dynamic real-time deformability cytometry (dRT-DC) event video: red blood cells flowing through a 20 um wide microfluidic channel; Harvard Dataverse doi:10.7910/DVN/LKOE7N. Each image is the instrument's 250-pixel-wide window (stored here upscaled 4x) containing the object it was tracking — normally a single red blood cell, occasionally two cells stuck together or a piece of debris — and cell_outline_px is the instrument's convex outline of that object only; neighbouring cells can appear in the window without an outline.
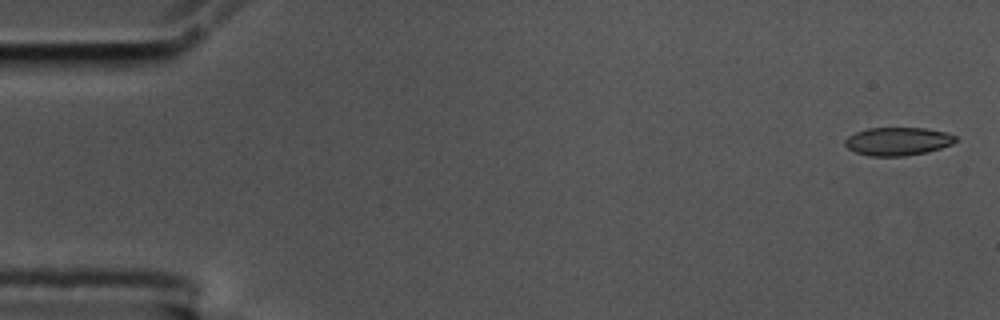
{"species": "common noctule bat (a hibernating species)", "species_latin": "Nyctalus noctula", "temperature_condition": "cold", "stored_images_in_passage": 6, "camera_frame_rate_fps": 3000, "um_per_image_px": 0.085, "animal": {"sex": "male", "body_mass_g": 17.5, "forearm_length_mm": 52.3}, "frame": {"image": 1, "passage_image": 1, "time_ms": 0.0, "image_size_px": [1000, 320], "cell_outline_px": [[956, 140], [952, 144], [928, 152], [904, 156], [868, 156], [856, 152], [848, 148], [844, 144], [844, 140], [848, 136], [856, 132], [868, 128], [924, 128], [948, 132], [956, 136]], "centroid_in_image_um": [76.31, 12.01], "position_along_channel_um": 8.7, "area_um2": 18.21}}